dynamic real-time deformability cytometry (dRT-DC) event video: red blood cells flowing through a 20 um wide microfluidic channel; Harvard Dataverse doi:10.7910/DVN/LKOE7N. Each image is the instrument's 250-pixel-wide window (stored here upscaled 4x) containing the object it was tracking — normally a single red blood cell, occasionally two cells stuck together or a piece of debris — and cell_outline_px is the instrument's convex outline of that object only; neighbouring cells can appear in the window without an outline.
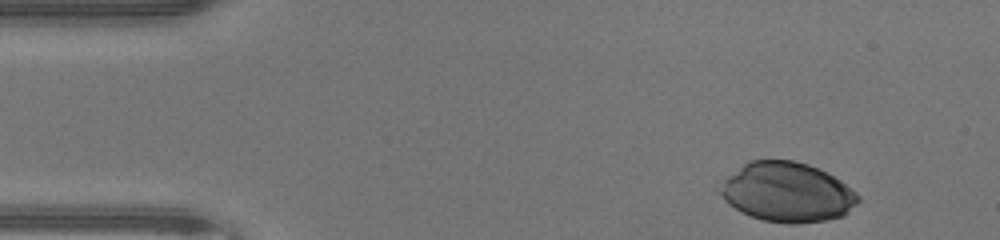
{"species": "human", "species_latin": "Homo sapiens", "temperature_condition": "warm", "stored_images_in_passage": 34, "camera_frame_rate_fps": 3000, "um_per_image_px": 0.085, "donor": {"sex": "male"}, "frame": {"image": 1, "passage_image": 1, "time_ms": 0.0, "image_size_px": [1000, 240], "cell_outline_px": [[860, 200], [844, 216], [824, 220], [796, 224], [788, 224], [764, 220], [740, 212], [728, 204], [712, 188], [748, 160], [792, 160], [808, 164], [828, 172], [840, 180], [856, 192], [860, 196]], "centroid_in_image_um": [66.85, 16.33], "position_along_channel_um": 18.2, "area_um2": 48.55}}
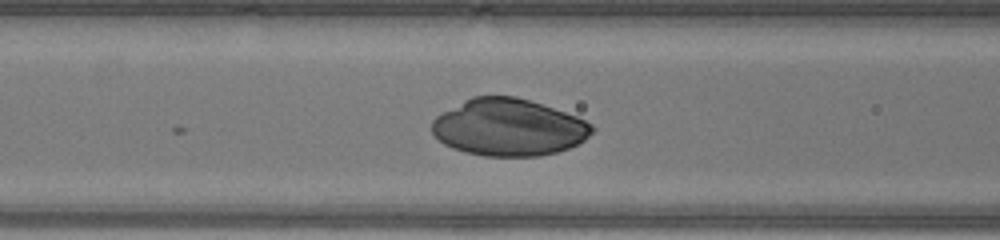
{"frame": {"image": 2, "passage_image": 15, "time_ms": 4.667, "image_size_px": [1000, 240], "cell_outline_px": [[596, 128], [584, 140], [568, 148], [556, 152], [540, 156], [484, 156], [464, 152], [452, 148], [444, 144], [432, 132], [432, 120], [436, 116], [464, 100], [472, 96], [516, 96], [576, 116], [592, 124]], "centroid_in_image_um": [43.22, 10.83], "position_along_channel_um": 123.4, "area_um2": 52.94}}
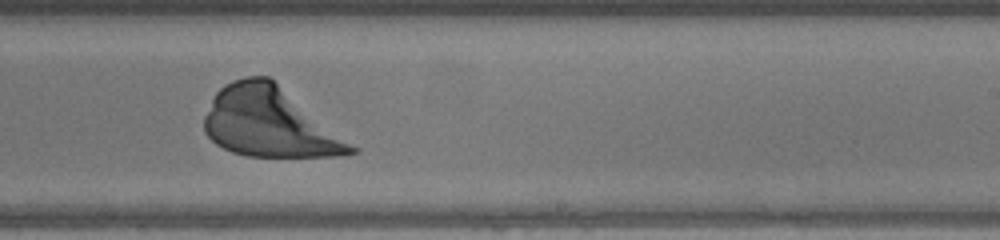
{"frame": {"image": 3, "passage_image": 25, "time_ms": 8.0, "image_size_px": [1000, 240], "cell_outline_px": [[360, 152], [344, 156], [248, 156], [232, 152], [216, 144], [204, 132], [204, 116], [216, 92], [224, 84], [232, 80], [244, 76], [268, 76], [360, 148]], "centroid_in_image_um": [22.94, 10.41], "position_along_channel_um": 266.1, "area_um2": 59.65}}